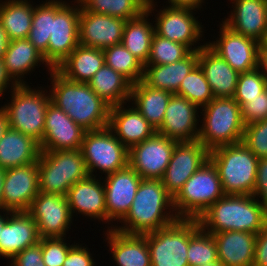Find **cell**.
<instances>
[{"label":"cell","mask_w":267,"mask_h":266,"mask_svg":"<svg viewBox=\"0 0 267 266\" xmlns=\"http://www.w3.org/2000/svg\"><path fill=\"white\" fill-rule=\"evenodd\" d=\"M36 222L40 238L66 237L72 214L66 196L39 192L26 211Z\"/></svg>","instance_id":"obj_12"},{"label":"cell","mask_w":267,"mask_h":266,"mask_svg":"<svg viewBox=\"0 0 267 266\" xmlns=\"http://www.w3.org/2000/svg\"><path fill=\"white\" fill-rule=\"evenodd\" d=\"M86 130L77 125L62 109L49 103L41 151L80 150Z\"/></svg>","instance_id":"obj_18"},{"label":"cell","mask_w":267,"mask_h":266,"mask_svg":"<svg viewBox=\"0 0 267 266\" xmlns=\"http://www.w3.org/2000/svg\"><path fill=\"white\" fill-rule=\"evenodd\" d=\"M39 192L38 161L5 169L2 211H27Z\"/></svg>","instance_id":"obj_17"},{"label":"cell","mask_w":267,"mask_h":266,"mask_svg":"<svg viewBox=\"0 0 267 266\" xmlns=\"http://www.w3.org/2000/svg\"><path fill=\"white\" fill-rule=\"evenodd\" d=\"M126 20L85 11L80 5L79 44L104 50L122 42Z\"/></svg>","instance_id":"obj_20"},{"label":"cell","mask_w":267,"mask_h":266,"mask_svg":"<svg viewBox=\"0 0 267 266\" xmlns=\"http://www.w3.org/2000/svg\"><path fill=\"white\" fill-rule=\"evenodd\" d=\"M220 26L219 40L206 45L239 74L257 68L262 44L234 32L223 22Z\"/></svg>","instance_id":"obj_14"},{"label":"cell","mask_w":267,"mask_h":266,"mask_svg":"<svg viewBox=\"0 0 267 266\" xmlns=\"http://www.w3.org/2000/svg\"><path fill=\"white\" fill-rule=\"evenodd\" d=\"M159 133L129 149V165L144 179H162L176 145Z\"/></svg>","instance_id":"obj_13"},{"label":"cell","mask_w":267,"mask_h":266,"mask_svg":"<svg viewBox=\"0 0 267 266\" xmlns=\"http://www.w3.org/2000/svg\"><path fill=\"white\" fill-rule=\"evenodd\" d=\"M209 159L218 170L225 195H253L258 158L242 142L215 148Z\"/></svg>","instance_id":"obj_4"},{"label":"cell","mask_w":267,"mask_h":266,"mask_svg":"<svg viewBox=\"0 0 267 266\" xmlns=\"http://www.w3.org/2000/svg\"><path fill=\"white\" fill-rule=\"evenodd\" d=\"M253 266H267V225L256 236Z\"/></svg>","instance_id":"obj_50"},{"label":"cell","mask_w":267,"mask_h":266,"mask_svg":"<svg viewBox=\"0 0 267 266\" xmlns=\"http://www.w3.org/2000/svg\"><path fill=\"white\" fill-rule=\"evenodd\" d=\"M33 14L34 6L30 0H6L0 3V24L10 41L28 37Z\"/></svg>","instance_id":"obj_36"},{"label":"cell","mask_w":267,"mask_h":266,"mask_svg":"<svg viewBox=\"0 0 267 266\" xmlns=\"http://www.w3.org/2000/svg\"><path fill=\"white\" fill-rule=\"evenodd\" d=\"M241 142L258 159L267 158V119L245 125Z\"/></svg>","instance_id":"obj_44"},{"label":"cell","mask_w":267,"mask_h":266,"mask_svg":"<svg viewBox=\"0 0 267 266\" xmlns=\"http://www.w3.org/2000/svg\"><path fill=\"white\" fill-rule=\"evenodd\" d=\"M191 50L179 42H174L157 35L153 36L150 55L145 65H164L180 61Z\"/></svg>","instance_id":"obj_42"},{"label":"cell","mask_w":267,"mask_h":266,"mask_svg":"<svg viewBox=\"0 0 267 266\" xmlns=\"http://www.w3.org/2000/svg\"><path fill=\"white\" fill-rule=\"evenodd\" d=\"M88 176L81 150L41 151L38 157L39 190L66 196L68 190Z\"/></svg>","instance_id":"obj_6"},{"label":"cell","mask_w":267,"mask_h":266,"mask_svg":"<svg viewBox=\"0 0 267 266\" xmlns=\"http://www.w3.org/2000/svg\"><path fill=\"white\" fill-rule=\"evenodd\" d=\"M49 74L52 84V88L49 89L51 103L62 109L86 131L108 126L110 106L88 83L68 80L56 69H52Z\"/></svg>","instance_id":"obj_2"},{"label":"cell","mask_w":267,"mask_h":266,"mask_svg":"<svg viewBox=\"0 0 267 266\" xmlns=\"http://www.w3.org/2000/svg\"><path fill=\"white\" fill-rule=\"evenodd\" d=\"M3 61L8 75L17 85L26 84L22 78L28 72L33 71L38 63L41 65L42 62L45 66L47 65L48 72L52 70L44 56L27 38L10 41Z\"/></svg>","instance_id":"obj_31"},{"label":"cell","mask_w":267,"mask_h":266,"mask_svg":"<svg viewBox=\"0 0 267 266\" xmlns=\"http://www.w3.org/2000/svg\"><path fill=\"white\" fill-rule=\"evenodd\" d=\"M10 266H46L42 259L41 244L27 247L11 258Z\"/></svg>","instance_id":"obj_47"},{"label":"cell","mask_w":267,"mask_h":266,"mask_svg":"<svg viewBox=\"0 0 267 266\" xmlns=\"http://www.w3.org/2000/svg\"><path fill=\"white\" fill-rule=\"evenodd\" d=\"M198 65L203 70L214 98H233L239 73L207 45L198 50Z\"/></svg>","instance_id":"obj_26"},{"label":"cell","mask_w":267,"mask_h":266,"mask_svg":"<svg viewBox=\"0 0 267 266\" xmlns=\"http://www.w3.org/2000/svg\"><path fill=\"white\" fill-rule=\"evenodd\" d=\"M189 266H199L218 261L217 245L212 234L204 231L198 219H189Z\"/></svg>","instance_id":"obj_37"},{"label":"cell","mask_w":267,"mask_h":266,"mask_svg":"<svg viewBox=\"0 0 267 266\" xmlns=\"http://www.w3.org/2000/svg\"><path fill=\"white\" fill-rule=\"evenodd\" d=\"M154 1L147 4V10L134 19L127 20L123 28L122 44L143 65L147 63L150 55L152 39L155 34V25L147 18L156 10Z\"/></svg>","instance_id":"obj_33"},{"label":"cell","mask_w":267,"mask_h":266,"mask_svg":"<svg viewBox=\"0 0 267 266\" xmlns=\"http://www.w3.org/2000/svg\"><path fill=\"white\" fill-rule=\"evenodd\" d=\"M88 84L110 107L130 102L132 83L106 63L94 74Z\"/></svg>","instance_id":"obj_35"},{"label":"cell","mask_w":267,"mask_h":266,"mask_svg":"<svg viewBox=\"0 0 267 266\" xmlns=\"http://www.w3.org/2000/svg\"><path fill=\"white\" fill-rule=\"evenodd\" d=\"M75 1L71 6L62 0H52V33L48 42V65L52 69L79 45L80 3Z\"/></svg>","instance_id":"obj_10"},{"label":"cell","mask_w":267,"mask_h":266,"mask_svg":"<svg viewBox=\"0 0 267 266\" xmlns=\"http://www.w3.org/2000/svg\"><path fill=\"white\" fill-rule=\"evenodd\" d=\"M241 112L245 125L267 119V88L258 97L246 99Z\"/></svg>","instance_id":"obj_46"},{"label":"cell","mask_w":267,"mask_h":266,"mask_svg":"<svg viewBox=\"0 0 267 266\" xmlns=\"http://www.w3.org/2000/svg\"><path fill=\"white\" fill-rule=\"evenodd\" d=\"M175 94L185 97L200 108L214 98L204 72L199 65L184 77L179 90Z\"/></svg>","instance_id":"obj_41"},{"label":"cell","mask_w":267,"mask_h":266,"mask_svg":"<svg viewBox=\"0 0 267 266\" xmlns=\"http://www.w3.org/2000/svg\"><path fill=\"white\" fill-rule=\"evenodd\" d=\"M209 152L198 140L176 142L171 160L161 179L173 198L185 182L209 160Z\"/></svg>","instance_id":"obj_15"},{"label":"cell","mask_w":267,"mask_h":266,"mask_svg":"<svg viewBox=\"0 0 267 266\" xmlns=\"http://www.w3.org/2000/svg\"><path fill=\"white\" fill-rule=\"evenodd\" d=\"M102 183V184H101ZM73 217L77 211L87 217L107 223L104 183L96 176H87L76 182L66 195Z\"/></svg>","instance_id":"obj_24"},{"label":"cell","mask_w":267,"mask_h":266,"mask_svg":"<svg viewBox=\"0 0 267 266\" xmlns=\"http://www.w3.org/2000/svg\"><path fill=\"white\" fill-rule=\"evenodd\" d=\"M105 177L103 183L109 224L110 221H121L129 212L142 178L130 165Z\"/></svg>","instance_id":"obj_19"},{"label":"cell","mask_w":267,"mask_h":266,"mask_svg":"<svg viewBox=\"0 0 267 266\" xmlns=\"http://www.w3.org/2000/svg\"><path fill=\"white\" fill-rule=\"evenodd\" d=\"M198 109L200 108L196 104L185 97L173 94L157 133L177 142L198 140Z\"/></svg>","instance_id":"obj_21"},{"label":"cell","mask_w":267,"mask_h":266,"mask_svg":"<svg viewBox=\"0 0 267 266\" xmlns=\"http://www.w3.org/2000/svg\"><path fill=\"white\" fill-rule=\"evenodd\" d=\"M80 150L89 176L95 169L107 176L129 165V149L108 126L86 131Z\"/></svg>","instance_id":"obj_9"},{"label":"cell","mask_w":267,"mask_h":266,"mask_svg":"<svg viewBox=\"0 0 267 266\" xmlns=\"http://www.w3.org/2000/svg\"><path fill=\"white\" fill-rule=\"evenodd\" d=\"M199 266H224V265L218 260V261H215L213 263L199 265Z\"/></svg>","instance_id":"obj_58"},{"label":"cell","mask_w":267,"mask_h":266,"mask_svg":"<svg viewBox=\"0 0 267 266\" xmlns=\"http://www.w3.org/2000/svg\"><path fill=\"white\" fill-rule=\"evenodd\" d=\"M200 112L204 117L198 141L209 151L242 141L245 124L234 98H213Z\"/></svg>","instance_id":"obj_5"},{"label":"cell","mask_w":267,"mask_h":266,"mask_svg":"<svg viewBox=\"0 0 267 266\" xmlns=\"http://www.w3.org/2000/svg\"><path fill=\"white\" fill-rule=\"evenodd\" d=\"M12 90L11 102L1 106L7 114L9 127L32 137L40 144L47 107L51 102L50 94L41 88L32 89L28 84L16 85Z\"/></svg>","instance_id":"obj_7"},{"label":"cell","mask_w":267,"mask_h":266,"mask_svg":"<svg viewBox=\"0 0 267 266\" xmlns=\"http://www.w3.org/2000/svg\"><path fill=\"white\" fill-rule=\"evenodd\" d=\"M62 238H40L42 259L46 266H62L69 249L74 245L65 242Z\"/></svg>","instance_id":"obj_45"},{"label":"cell","mask_w":267,"mask_h":266,"mask_svg":"<svg viewBox=\"0 0 267 266\" xmlns=\"http://www.w3.org/2000/svg\"><path fill=\"white\" fill-rule=\"evenodd\" d=\"M85 11L130 20L147 10L146 0H78Z\"/></svg>","instance_id":"obj_38"},{"label":"cell","mask_w":267,"mask_h":266,"mask_svg":"<svg viewBox=\"0 0 267 266\" xmlns=\"http://www.w3.org/2000/svg\"><path fill=\"white\" fill-rule=\"evenodd\" d=\"M2 212H6L4 215H1ZM0 213V234L2 232V229H3V226L4 224L6 223V220H7V217L9 216V214L12 212V211H8V210H4ZM6 215V216H5Z\"/></svg>","instance_id":"obj_57"},{"label":"cell","mask_w":267,"mask_h":266,"mask_svg":"<svg viewBox=\"0 0 267 266\" xmlns=\"http://www.w3.org/2000/svg\"><path fill=\"white\" fill-rule=\"evenodd\" d=\"M233 11L222 21L234 32L263 44L267 36V0H231Z\"/></svg>","instance_id":"obj_22"},{"label":"cell","mask_w":267,"mask_h":266,"mask_svg":"<svg viewBox=\"0 0 267 266\" xmlns=\"http://www.w3.org/2000/svg\"><path fill=\"white\" fill-rule=\"evenodd\" d=\"M203 2V0H168L169 6L171 7L189 8L194 11H196L197 8H201Z\"/></svg>","instance_id":"obj_52"},{"label":"cell","mask_w":267,"mask_h":266,"mask_svg":"<svg viewBox=\"0 0 267 266\" xmlns=\"http://www.w3.org/2000/svg\"><path fill=\"white\" fill-rule=\"evenodd\" d=\"M109 228L105 236L118 266H151L145 235H130Z\"/></svg>","instance_id":"obj_29"},{"label":"cell","mask_w":267,"mask_h":266,"mask_svg":"<svg viewBox=\"0 0 267 266\" xmlns=\"http://www.w3.org/2000/svg\"><path fill=\"white\" fill-rule=\"evenodd\" d=\"M253 196L258 199L264 213L267 215V158L258 159Z\"/></svg>","instance_id":"obj_48"},{"label":"cell","mask_w":267,"mask_h":266,"mask_svg":"<svg viewBox=\"0 0 267 266\" xmlns=\"http://www.w3.org/2000/svg\"><path fill=\"white\" fill-rule=\"evenodd\" d=\"M11 82V83H10ZM10 84L12 86H10ZM16 83L11 79L6 71L3 59H0V97L6 91L5 89L10 86L11 90L16 87Z\"/></svg>","instance_id":"obj_51"},{"label":"cell","mask_w":267,"mask_h":266,"mask_svg":"<svg viewBox=\"0 0 267 266\" xmlns=\"http://www.w3.org/2000/svg\"><path fill=\"white\" fill-rule=\"evenodd\" d=\"M260 50H267V36L265 41L263 42V44L261 45V49Z\"/></svg>","instance_id":"obj_59"},{"label":"cell","mask_w":267,"mask_h":266,"mask_svg":"<svg viewBox=\"0 0 267 266\" xmlns=\"http://www.w3.org/2000/svg\"><path fill=\"white\" fill-rule=\"evenodd\" d=\"M31 30L27 39L40 51L48 64V42L52 33V0L34 7Z\"/></svg>","instance_id":"obj_40"},{"label":"cell","mask_w":267,"mask_h":266,"mask_svg":"<svg viewBox=\"0 0 267 266\" xmlns=\"http://www.w3.org/2000/svg\"><path fill=\"white\" fill-rule=\"evenodd\" d=\"M40 240L36 222L26 211L11 212L0 234V257L11 259Z\"/></svg>","instance_id":"obj_25"},{"label":"cell","mask_w":267,"mask_h":266,"mask_svg":"<svg viewBox=\"0 0 267 266\" xmlns=\"http://www.w3.org/2000/svg\"><path fill=\"white\" fill-rule=\"evenodd\" d=\"M87 247L81 245H74L69 249L66 260L62 266H94L95 262Z\"/></svg>","instance_id":"obj_49"},{"label":"cell","mask_w":267,"mask_h":266,"mask_svg":"<svg viewBox=\"0 0 267 266\" xmlns=\"http://www.w3.org/2000/svg\"><path fill=\"white\" fill-rule=\"evenodd\" d=\"M5 177V169L0 168V210L2 211V195H3V183Z\"/></svg>","instance_id":"obj_56"},{"label":"cell","mask_w":267,"mask_h":266,"mask_svg":"<svg viewBox=\"0 0 267 266\" xmlns=\"http://www.w3.org/2000/svg\"><path fill=\"white\" fill-rule=\"evenodd\" d=\"M212 235L217 245L218 260L224 266H253L257 234L225 231Z\"/></svg>","instance_id":"obj_27"},{"label":"cell","mask_w":267,"mask_h":266,"mask_svg":"<svg viewBox=\"0 0 267 266\" xmlns=\"http://www.w3.org/2000/svg\"><path fill=\"white\" fill-rule=\"evenodd\" d=\"M145 236L151 266H189V219L179 218L172 224Z\"/></svg>","instance_id":"obj_11"},{"label":"cell","mask_w":267,"mask_h":266,"mask_svg":"<svg viewBox=\"0 0 267 266\" xmlns=\"http://www.w3.org/2000/svg\"><path fill=\"white\" fill-rule=\"evenodd\" d=\"M198 65V51L170 64L144 65L142 81L149 87L175 94L182 80Z\"/></svg>","instance_id":"obj_28"},{"label":"cell","mask_w":267,"mask_h":266,"mask_svg":"<svg viewBox=\"0 0 267 266\" xmlns=\"http://www.w3.org/2000/svg\"><path fill=\"white\" fill-rule=\"evenodd\" d=\"M8 128L9 122L7 114L2 108H0V140L2 139Z\"/></svg>","instance_id":"obj_54"},{"label":"cell","mask_w":267,"mask_h":266,"mask_svg":"<svg viewBox=\"0 0 267 266\" xmlns=\"http://www.w3.org/2000/svg\"><path fill=\"white\" fill-rule=\"evenodd\" d=\"M253 195H224L202 213L200 227L210 233L243 231L258 234L267 225V215Z\"/></svg>","instance_id":"obj_3"},{"label":"cell","mask_w":267,"mask_h":266,"mask_svg":"<svg viewBox=\"0 0 267 266\" xmlns=\"http://www.w3.org/2000/svg\"><path fill=\"white\" fill-rule=\"evenodd\" d=\"M9 43L10 39L3 26L0 24V59H3Z\"/></svg>","instance_id":"obj_53"},{"label":"cell","mask_w":267,"mask_h":266,"mask_svg":"<svg viewBox=\"0 0 267 266\" xmlns=\"http://www.w3.org/2000/svg\"><path fill=\"white\" fill-rule=\"evenodd\" d=\"M104 64L103 50L79 44L56 70L68 80L88 83Z\"/></svg>","instance_id":"obj_32"},{"label":"cell","mask_w":267,"mask_h":266,"mask_svg":"<svg viewBox=\"0 0 267 266\" xmlns=\"http://www.w3.org/2000/svg\"><path fill=\"white\" fill-rule=\"evenodd\" d=\"M156 15L155 33L160 37L184 44L191 51H198L206 45H194L203 37L204 31L200 21L193 16V9L166 6Z\"/></svg>","instance_id":"obj_16"},{"label":"cell","mask_w":267,"mask_h":266,"mask_svg":"<svg viewBox=\"0 0 267 266\" xmlns=\"http://www.w3.org/2000/svg\"><path fill=\"white\" fill-rule=\"evenodd\" d=\"M173 93L149 87L142 80L132 84L130 102L157 131L164 119L165 110Z\"/></svg>","instance_id":"obj_34"},{"label":"cell","mask_w":267,"mask_h":266,"mask_svg":"<svg viewBox=\"0 0 267 266\" xmlns=\"http://www.w3.org/2000/svg\"><path fill=\"white\" fill-rule=\"evenodd\" d=\"M126 103L110 107L108 127L124 146L130 149L143 142L157 131L144 116L133 106L124 107Z\"/></svg>","instance_id":"obj_23"},{"label":"cell","mask_w":267,"mask_h":266,"mask_svg":"<svg viewBox=\"0 0 267 266\" xmlns=\"http://www.w3.org/2000/svg\"><path fill=\"white\" fill-rule=\"evenodd\" d=\"M224 195L218 170L209 159L173 198L174 210L178 218L198 219Z\"/></svg>","instance_id":"obj_8"},{"label":"cell","mask_w":267,"mask_h":266,"mask_svg":"<svg viewBox=\"0 0 267 266\" xmlns=\"http://www.w3.org/2000/svg\"><path fill=\"white\" fill-rule=\"evenodd\" d=\"M266 88L267 79L258 66L251 71L239 74L233 98L242 108L246 104V99H254L255 97H258Z\"/></svg>","instance_id":"obj_43"},{"label":"cell","mask_w":267,"mask_h":266,"mask_svg":"<svg viewBox=\"0 0 267 266\" xmlns=\"http://www.w3.org/2000/svg\"><path fill=\"white\" fill-rule=\"evenodd\" d=\"M39 143L9 127L0 140V168L9 169L38 161Z\"/></svg>","instance_id":"obj_30"},{"label":"cell","mask_w":267,"mask_h":266,"mask_svg":"<svg viewBox=\"0 0 267 266\" xmlns=\"http://www.w3.org/2000/svg\"><path fill=\"white\" fill-rule=\"evenodd\" d=\"M259 67L267 79V50H260Z\"/></svg>","instance_id":"obj_55"},{"label":"cell","mask_w":267,"mask_h":266,"mask_svg":"<svg viewBox=\"0 0 267 266\" xmlns=\"http://www.w3.org/2000/svg\"><path fill=\"white\" fill-rule=\"evenodd\" d=\"M105 63L121 73L132 84L142 80L144 65L122 43L103 50Z\"/></svg>","instance_id":"obj_39"},{"label":"cell","mask_w":267,"mask_h":266,"mask_svg":"<svg viewBox=\"0 0 267 266\" xmlns=\"http://www.w3.org/2000/svg\"><path fill=\"white\" fill-rule=\"evenodd\" d=\"M178 219L173 197L167 192L162 180L142 178L129 212L120 221L123 226L110 227L125 234L145 235Z\"/></svg>","instance_id":"obj_1"}]
</instances>
